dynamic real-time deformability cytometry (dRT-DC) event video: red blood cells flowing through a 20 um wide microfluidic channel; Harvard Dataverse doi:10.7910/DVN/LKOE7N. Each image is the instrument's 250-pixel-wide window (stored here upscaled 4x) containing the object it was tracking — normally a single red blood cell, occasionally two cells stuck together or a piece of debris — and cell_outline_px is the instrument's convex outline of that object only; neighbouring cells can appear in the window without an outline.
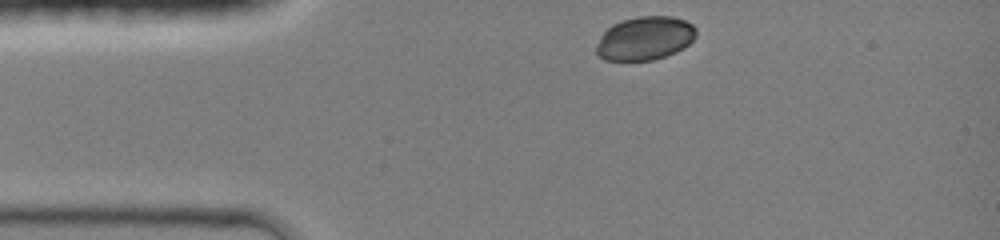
{"species": "common noctule bat (a hibernating species)", "species_latin": "Nyctalus noctula", "temperature_condition": "room temperature", "stored_images_in_passage": 32, "camera_frame_rate_fps": 3000, "um_per_image_px": 0.085, "animal": {"sex": "female", "body_mass_g": 19.0, "forearm_length_mm": 51.5}, "frame": {"image": 1, "passage_image": 1, "time_ms": 0.0, "image_size_px": [1000, 240], "cell_outline_px": [[696, 36], [684, 48], [676, 52], [652, 60], [604, 60], [596, 52], [596, 44], [600, 36], [612, 24], [624, 20], [640, 16], [672, 16], [684, 20], [692, 24], [696, 28]], "centroid_in_image_um": [54.82, 3.25], "position_along_channel_um": 30.2, "area_um2": 25.26}}
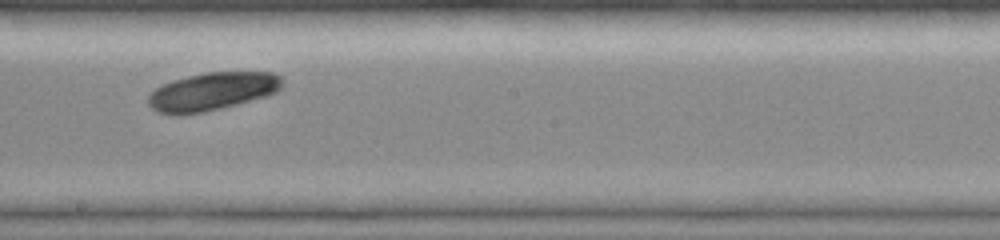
{"frame": {"image": 2, "passage_image": 18, "time_ms": 5.667, "image_size_px": [1000, 240], "cell_outline_px": [[280, 88], [276, 92], [268, 96], [204, 112], [180, 116], [176, 116], [156, 112], [148, 104], [148, 96], [160, 84], [172, 80], [204, 72], [276, 72], [280, 76]], "centroid_in_image_um": [17.99, 7.78], "position_along_channel_um": 230.2, "area_um2": 29.88}}
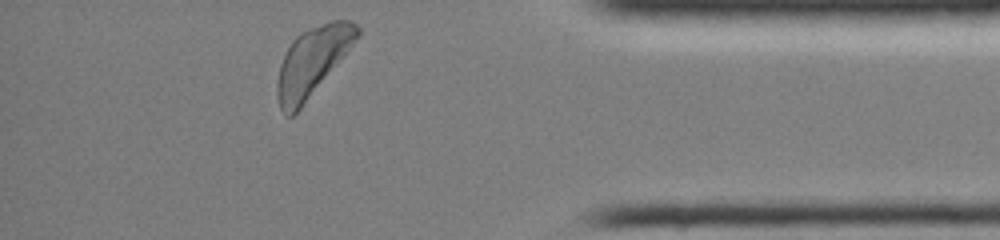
{"frame": {"image": 3, "passage_image": 32, "time_ms": 10.333, "image_size_px": [1000, 240], "cell_outline_px": [[360, 32], [352, 44], [300, 108], [292, 116], [284, 116], [280, 108], [276, 96], [276, 84], [280, 64], [292, 40], [300, 32], [332, 20], [348, 20], [356, 24], [360, 28]], "centroid_in_image_um": [26.49, 5.24], "position_along_channel_um": 408.7, "area_um2": 31.04}}